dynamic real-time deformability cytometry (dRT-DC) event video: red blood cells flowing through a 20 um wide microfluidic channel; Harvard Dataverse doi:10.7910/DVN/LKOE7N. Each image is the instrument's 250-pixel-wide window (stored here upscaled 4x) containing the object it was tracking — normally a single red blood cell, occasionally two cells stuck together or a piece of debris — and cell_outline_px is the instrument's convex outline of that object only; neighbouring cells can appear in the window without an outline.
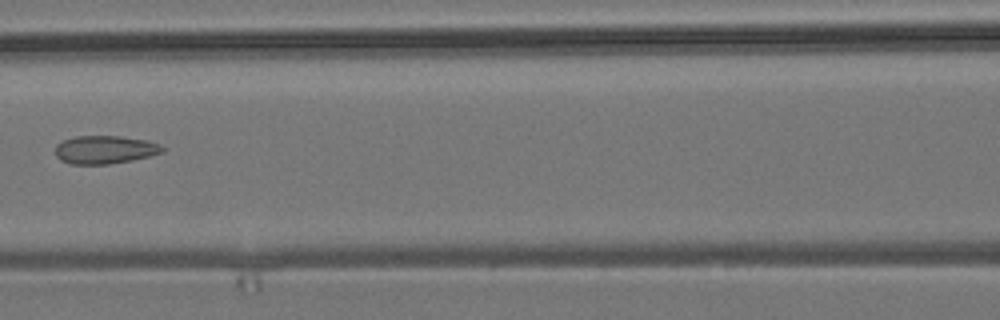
{"species": "common noctule bat (a hibernating species)", "species_latin": "Nyctalus noctula", "temperature_condition": "room temperature", "stored_images_in_passage": 6, "camera_frame_rate_fps": 3000, "um_per_image_px": 0.085, "animal": {"sex": "male", "body_mass_g": 19.2, "forearm_length_mm": 51.8}, "frame": {"image": 1, "passage_image": 6, "time_ms": 5.667, "image_size_px": [1000, 320], "cell_outline_px": [[168, 148], [164, 152], [132, 160], [108, 164], [72, 164], [60, 160], [56, 156], [56, 144], [64, 140], [76, 136], [120, 136], [148, 140], [160, 144]], "centroid_in_image_um": [8.96, 12.72], "position_along_channel_um": 157.6, "area_um2": 17.69}}